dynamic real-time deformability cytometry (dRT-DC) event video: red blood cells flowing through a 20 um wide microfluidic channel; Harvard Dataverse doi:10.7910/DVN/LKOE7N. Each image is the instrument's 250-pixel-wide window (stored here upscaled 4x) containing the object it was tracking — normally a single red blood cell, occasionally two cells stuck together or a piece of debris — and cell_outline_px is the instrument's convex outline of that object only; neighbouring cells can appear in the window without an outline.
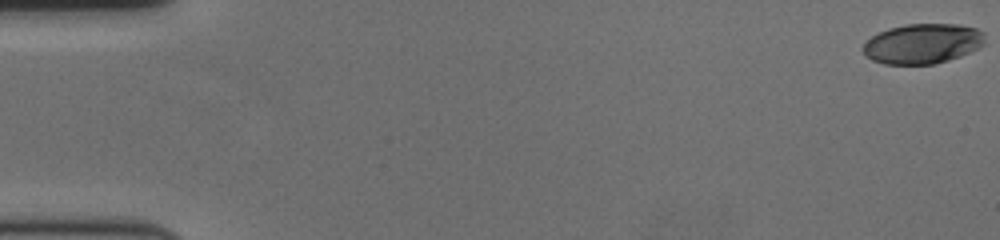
{"species": "human", "species_latin": "Homo sapiens", "temperature_condition": "cold", "stored_images_in_passage": 60, "camera_frame_rate_fps": 3000, "um_per_image_px": 0.085, "donor": {"sex": "female"}, "frame": {"image": 1, "passage_image": 1, "time_ms": 0.0, "image_size_px": [1000, 240], "cell_outline_px": [[984, 44], [980, 48], [960, 56], [936, 64], [884, 64], [872, 60], [860, 48], [872, 36], [888, 28], [904, 24], [960, 24], [976, 28], [984, 32]], "centroid_in_image_um": [78.44, 3.71], "position_along_channel_um": 6.6, "area_um2": 28.55}}
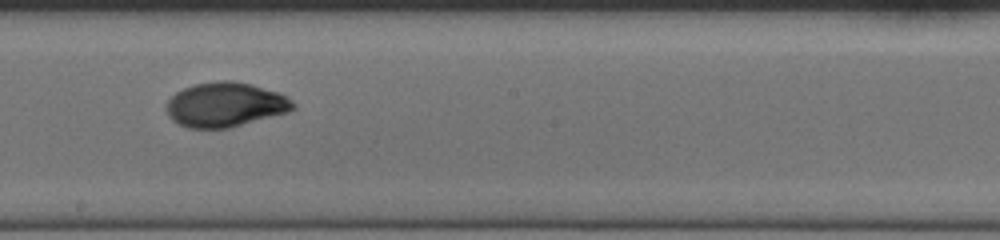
{"frame": {"image": 2, "passage_image": 35, "time_ms": 11.333, "image_size_px": [1000, 240], "cell_outline_px": [[296, 108], [288, 112], [228, 128], [188, 128], [176, 124], [168, 116], [168, 100], [176, 92], [184, 88], [196, 84], [216, 80], [232, 80], [252, 84], [280, 92], [292, 100], [296, 104]], "centroid_in_image_um": [19.18, 8.89], "position_along_channel_um": 229.0, "area_um2": 33.0}}
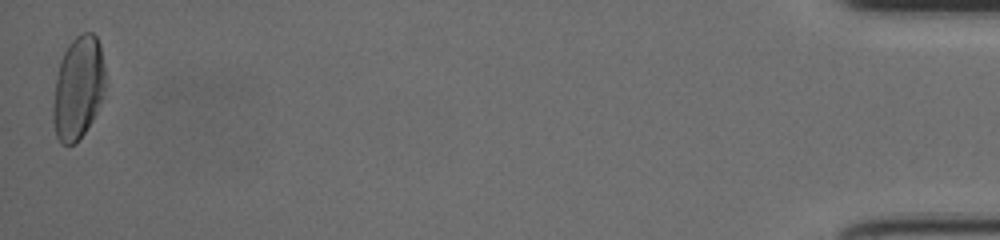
{"frame": {"image": 3, "passage_image": 60, "time_ms": 19.667, "image_size_px": [1000, 240], "cell_outline_px": [[108, 84], [104, 96], [92, 120], [76, 144], [60, 144], [56, 136], [52, 120], [52, 108], [56, 76], [60, 60], [68, 44], [76, 36], [84, 32], [92, 32], [96, 36], [100, 44], [108, 80]], "centroid_in_image_um": [6.67, 7.46], "position_along_channel_um": 428.5, "area_um2": 32.14}, "authors_computed_cell_mechanics": {"area_um2": 31.2409, "velocity_mm_per_s": 3.5298, "shape_relaxation_time_tau1_ms": 5.3344, "shape_relaxation_time_tau2_ms": 1.707, "deformation_change_tau1": 0.1996, "deformation_change_tau2": 0.0408}}